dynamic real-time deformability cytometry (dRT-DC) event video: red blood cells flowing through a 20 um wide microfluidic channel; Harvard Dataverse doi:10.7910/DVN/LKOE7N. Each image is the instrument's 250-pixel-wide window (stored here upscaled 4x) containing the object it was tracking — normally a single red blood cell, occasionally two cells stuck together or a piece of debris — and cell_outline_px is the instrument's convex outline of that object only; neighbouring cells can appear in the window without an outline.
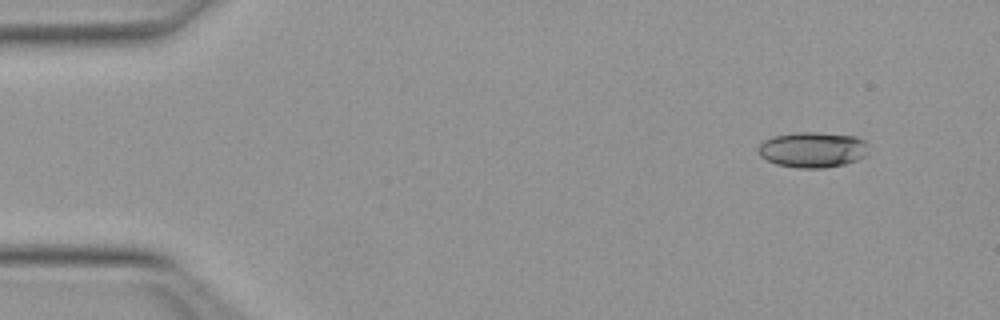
{"species": "Egyptian fruit bat (a non-hibernating species)", "species_latin": "Rousettus aegyptiacus", "temperature_condition": "warm", "stored_images_in_passage": 51, "camera_frame_rate_fps": 3000, "um_per_image_px": 0.085, "animal": {"sex": "female"}, "frame": {"image": 1, "passage_image": 5, "time_ms": 1.333, "image_size_px": [1000, 320], "cell_outline_px": [[868, 144], [864, 156], [856, 160], [844, 164], [824, 168], [796, 168], [776, 164], [760, 156], [756, 148], [764, 140], [772, 136], [792, 132], [812, 132], [856, 136], [864, 140]], "centroid_in_image_um": [69.03, 12.72], "position_along_channel_um": 16.0, "area_um2": 22.95}}
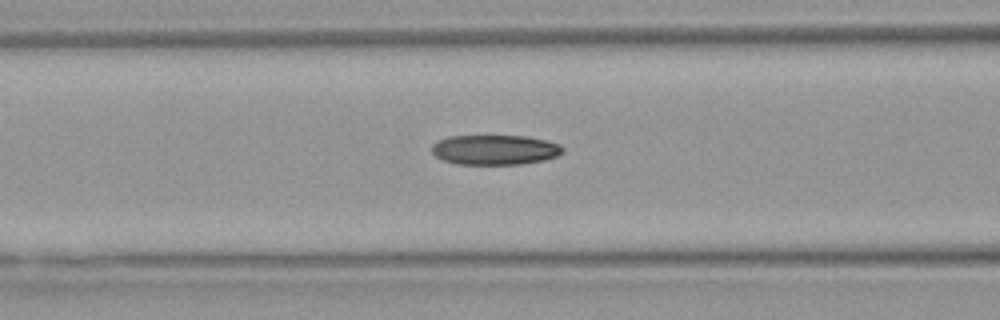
{"frame": {"image": 2, "passage_image": 21, "time_ms": 6.667, "image_size_px": [1000, 320], "cell_outline_px": [[564, 148], [556, 156], [544, 160], [520, 164], [456, 164], [444, 160], [436, 156], [432, 152], [432, 144], [448, 136], [528, 136], [560, 144]], "centroid_in_image_um": [42.05, 12.73], "position_along_channel_um": 124.5, "area_um2": 22.66}}
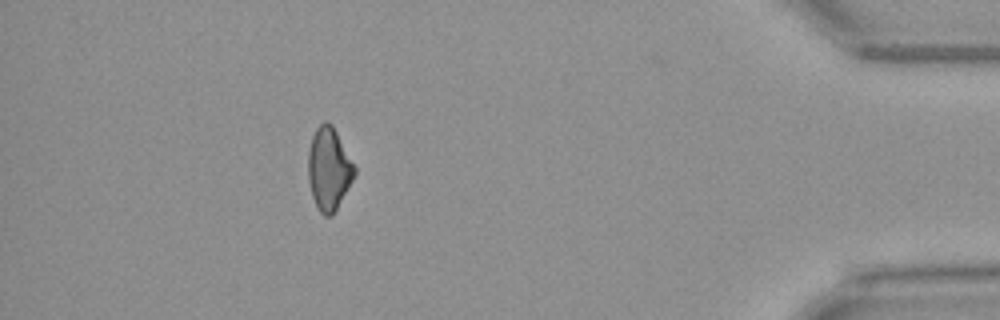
{"frame": {"image": 3, "passage_image": 46, "time_ms": 15.0, "image_size_px": [1000, 320], "cell_outline_px": [[356, 172], [352, 180], [332, 216], [324, 216], [320, 212], [312, 196], [308, 180], [308, 152], [312, 136], [316, 128], [324, 120], [328, 120], [332, 124], [356, 168]], "centroid_in_image_um": [27.93, 14.33], "position_along_channel_um": 407.3, "area_um2": 22.14}, "authors_computed_cell_mechanics": {"area_um2": 22.7732, "velocity_mm_per_s": 4.0293, "shape_relaxation_time_tau1_ms": null, "shape_relaxation_time_tau2_ms": 5.1739, "deformation_change_tau1": null, "deformation_change_tau2": 0.1295}}